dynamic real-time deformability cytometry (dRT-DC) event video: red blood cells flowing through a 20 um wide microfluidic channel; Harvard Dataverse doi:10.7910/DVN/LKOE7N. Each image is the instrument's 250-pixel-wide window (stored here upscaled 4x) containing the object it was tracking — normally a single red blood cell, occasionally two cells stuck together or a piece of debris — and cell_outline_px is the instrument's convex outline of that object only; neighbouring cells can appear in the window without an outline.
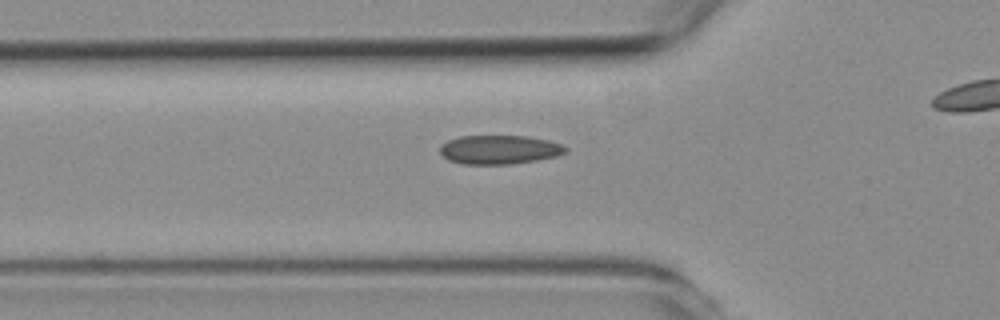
{"species": "common noctule bat (a hibernating species)", "species_latin": "Nyctalus noctula", "temperature_condition": "room temperature", "stored_images_in_passage": 4, "segment_of_instrument_passage": [2, 2], "camera_frame_rate_fps": 3000, "um_per_image_px": 0.085, "animal": {"sex": "female", "body_mass_g": 19.3, "forearm_length_mm": 54.1}, "frame": {"image": 1, "passage_image": 4, "time_ms": 4.0, "image_size_px": [1000, 320], "cell_outline_px": [[568, 148], [564, 152], [556, 156], [536, 160], [512, 164], [464, 164], [448, 160], [440, 152], [440, 144], [448, 140], [460, 136], [528, 136], [548, 140], [560, 144]], "centroid_in_image_um": [42.41, 12.71], "position_along_channel_um": 83.4, "area_um2": 21.1}}